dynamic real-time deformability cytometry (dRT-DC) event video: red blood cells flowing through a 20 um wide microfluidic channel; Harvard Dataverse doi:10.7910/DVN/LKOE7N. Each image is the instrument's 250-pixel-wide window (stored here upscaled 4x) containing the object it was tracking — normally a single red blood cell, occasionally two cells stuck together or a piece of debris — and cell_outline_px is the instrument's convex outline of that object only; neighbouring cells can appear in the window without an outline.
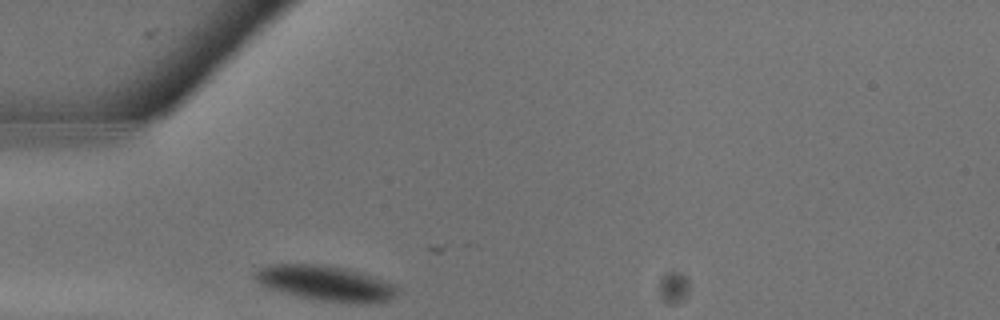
{"species": "common noctule bat (a hibernating species)", "species_latin": "Nyctalus noctula", "temperature_condition": "warm", "stored_images_in_passage": 4, "camera_frame_rate_fps": 3000, "um_per_image_px": 0.085, "animal": {"sex": "male", "body_mass_g": 13.3}, "frame": {"image": 1, "passage_image": 1, "time_ms": 0.0, "image_size_px": [1000, 320], "cell_outline_px": [[396, 292], [388, 300], [364, 304], [320, 300], [268, 288], [260, 284], [252, 276], [260, 268], [268, 264], [324, 264], [344, 268], [392, 284], [396, 288]], "centroid_in_image_um": [27.59, 24.06], "position_along_channel_um": 57.4, "area_um2": 28.32}}
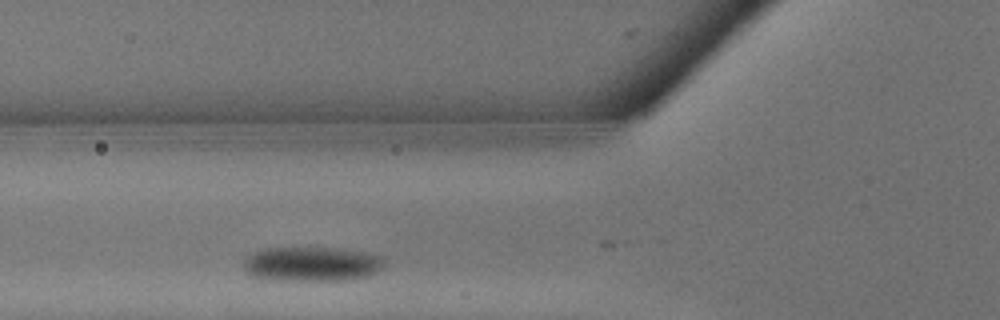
{"frame": {"image": 2, "passage_image": 3, "time_ms": 0.667, "image_size_px": [1000, 320], "cell_outline_px": [[384, 260], [380, 268], [368, 276], [348, 280], [272, 280], [252, 276], [244, 272], [244, 256], [252, 252], [264, 248], [340, 248], [364, 252], [384, 256]], "centroid_in_image_um": [26.44, 22.44], "position_along_channel_um": 99.4, "area_um2": 28.55}}